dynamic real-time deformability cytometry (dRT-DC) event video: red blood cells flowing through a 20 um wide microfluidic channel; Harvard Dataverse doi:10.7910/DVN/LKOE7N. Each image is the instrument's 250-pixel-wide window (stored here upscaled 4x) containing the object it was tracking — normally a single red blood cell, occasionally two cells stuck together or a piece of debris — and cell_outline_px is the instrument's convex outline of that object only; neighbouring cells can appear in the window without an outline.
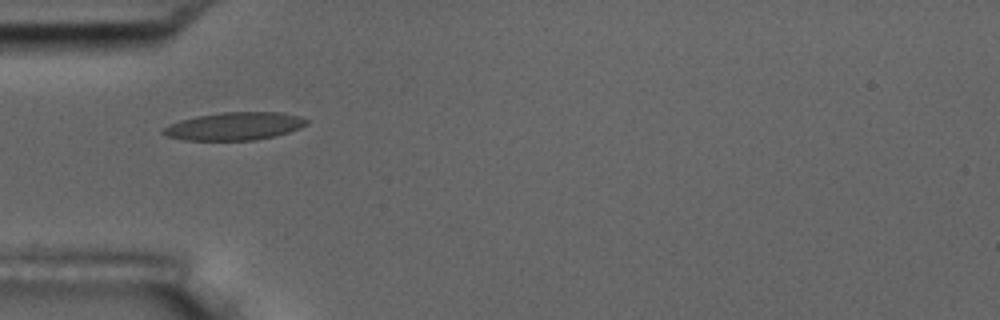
{"species": "common noctule bat (a hibernating species)", "species_latin": "Nyctalus noctula", "temperature_condition": "room temperature", "stored_images_in_passage": 4, "camera_frame_rate_fps": 3000, "um_per_image_px": 0.085, "animal": {"sex": "male", "body_mass_g": 17.5, "forearm_length_mm": 52.3}, "frame": {"image": 1, "passage_image": 1, "time_ms": 0.0, "image_size_px": [1000, 320], "cell_outline_px": [[308, 124], [300, 128], [276, 136], [256, 140], [184, 140], [168, 136], [160, 132], [168, 124], [180, 120], [196, 116], [220, 112], [284, 112], [300, 116], [308, 120]], "centroid_in_image_um": [19.95, 10.72], "position_along_channel_um": 65.1, "area_um2": 23.47}}
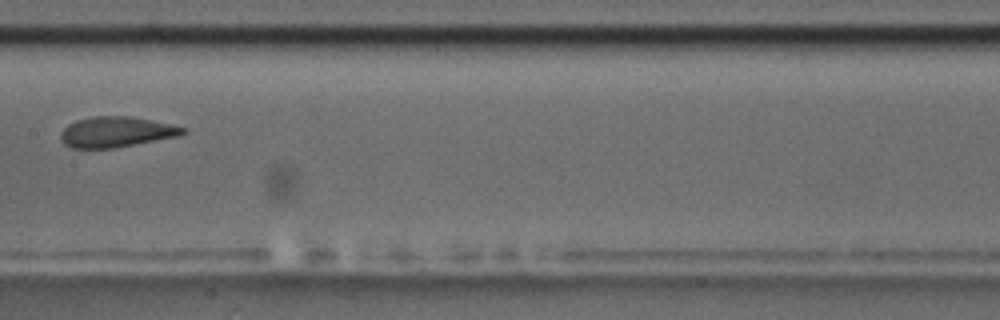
{"frame": {"image": 2, "passage_image": 4, "time_ms": 3.667, "image_size_px": [1000, 320], "cell_outline_px": [[188, 132], [180, 136], [112, 148], [72, 148], [64, 144], [60, 140], [60, 132], [68, 124], [76, 120], [96, 116], [128, 116], [152, 120], [188, 128]], "centroid_in_image_um": [9.89, 11.21], "position_along_channel_um": 197.5, "area_um2": 21.79}}